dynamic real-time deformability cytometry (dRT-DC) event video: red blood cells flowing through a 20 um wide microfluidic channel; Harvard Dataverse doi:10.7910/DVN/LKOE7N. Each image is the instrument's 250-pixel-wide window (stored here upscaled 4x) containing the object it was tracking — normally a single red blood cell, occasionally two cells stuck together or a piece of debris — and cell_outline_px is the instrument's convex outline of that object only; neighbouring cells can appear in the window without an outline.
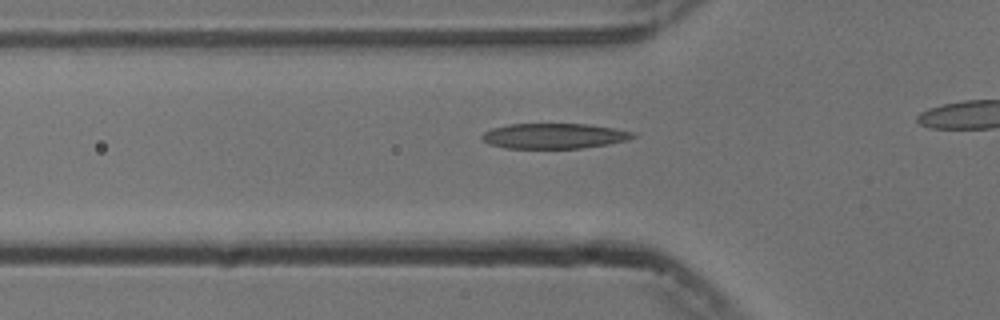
{"species": "common noctule bat (a hibernating species)", "species_latin": "Nyctalus noctula", "temperature_condition": "cold", "stored_images_in_passage": 20, "camera_frame_rate_fps": 3000, "um_per_image_px": 0.085, "animal": {"sex": "male", "body_mass_g": 13.3}, "frame": {"image": 1, "passage_image": 11, "time_ms": 3.333, "image_size_px": [1000, 320], "cell_outline_px": [[636, 136], [628, 140], [608, 144], [580, 148], [508, 148], [488, 144], [480, 136], [484, 132], [492, 128], [508, 124], [588, 124], [636, 132]], "centroid_in_image_um": [47.1, 11.55], "position_along_channel_um": 78.7, "area_um2": 22.2}}
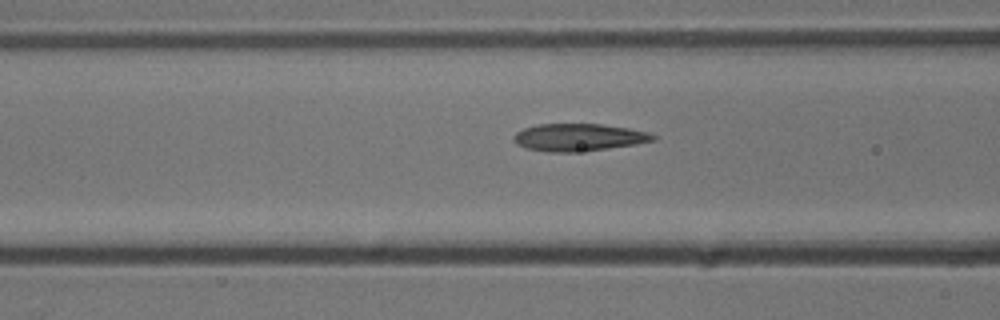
{"frame": {"image": 2, "passage_image": 14, "time_ms": 4.333, "image_size_px": [1000, 320], "cell_outline_px": [[656, 140], [636, 144], [572, 152], [548, 152], [528, 148], [516, 144], [512, 140], [512, 136], [516, 132], [524, 128], [536, 124], [600, 124], [628, 128], [648, 132], [656, 136]], "centroid_in_image_um": [49.14, 11.66], "position_along_channel_um": 117.5, "area_um2": 22.08}}
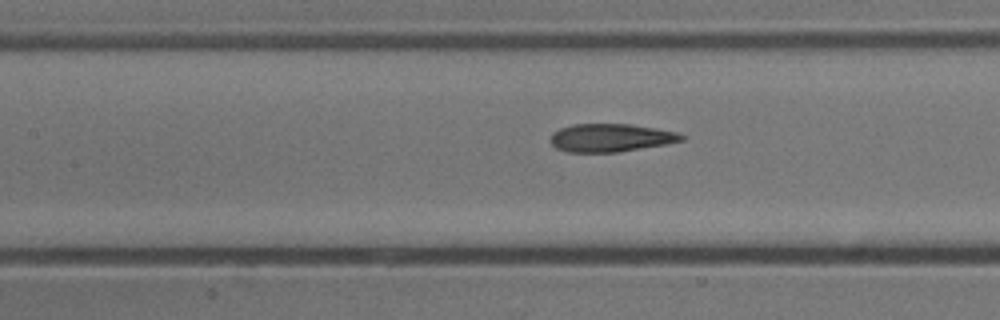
{"frame": {"image": 3, "passage_image": 17, "time_ms": 5.333, "image_size_px": [1000, 320], "cell_outline_px": [[684, 140], [664, 144], [616, 152], [568, 152], [556, 148], [552, 144], [552, 132], [560, 128], [572, 124], [632, 124], [680, 132], [684, 136]], "centroid_in_image_um": [51.92, 11.7], "position_along_channel_um": 155.5, "area_um2": 21.33}}